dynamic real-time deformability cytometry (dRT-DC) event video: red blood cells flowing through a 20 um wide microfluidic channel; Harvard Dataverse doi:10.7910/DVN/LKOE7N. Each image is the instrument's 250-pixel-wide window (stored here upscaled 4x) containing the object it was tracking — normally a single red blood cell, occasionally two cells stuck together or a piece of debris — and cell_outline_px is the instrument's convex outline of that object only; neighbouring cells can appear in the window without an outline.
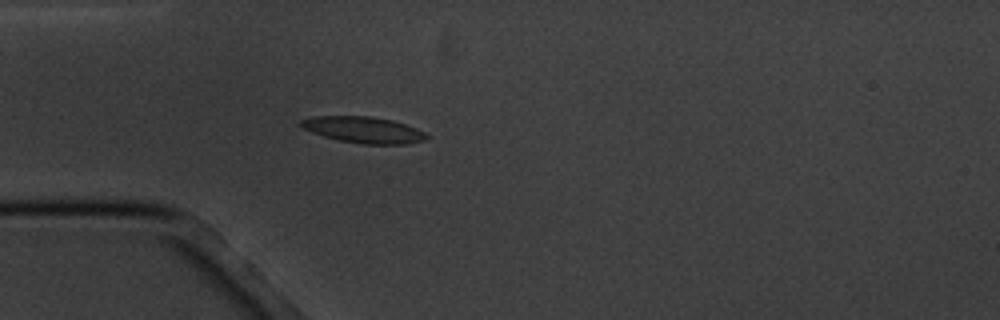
{"species": "common noctule bat (a hibernating species)", "species_latin": "Nyctalus noctula", "temperature_condition": "cold", "stored_images_in_passage": 3, "camera_frame_rate_fps": 3000, "um_per_image_px": 0.085, "animal": {"sex": "male", "body_mass_g": 20.1, "forearm_length_mm": 53.5}, "frame": {"image": 1, "passage_image": 3, "time_ms": 3.333, "image_size_px": [1000, 320], "cell_outline_px": [[428, 136], [424, 140], [404, 144], [360, 144], [340, 140], [324, 136], [312, 132], [296, 124], [300, 120], [312, 116], [368, 116], [392, 120], [416, 128], [424, 132]], "centroid_in_image_um": [30.85, 11.03], "position_along_channel_um": 54.2, "area_um2": 19.13}}